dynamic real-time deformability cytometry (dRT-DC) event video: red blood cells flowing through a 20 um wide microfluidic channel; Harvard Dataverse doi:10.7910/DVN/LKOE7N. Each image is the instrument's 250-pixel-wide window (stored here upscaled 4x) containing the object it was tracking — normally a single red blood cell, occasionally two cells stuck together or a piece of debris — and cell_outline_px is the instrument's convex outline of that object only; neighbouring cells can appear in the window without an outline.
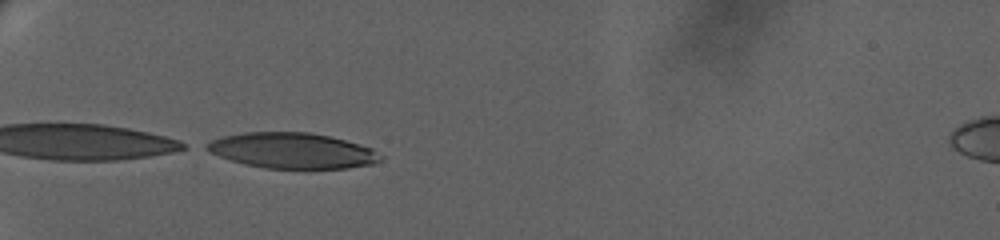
{"species": "human", "species_latin": "Homo sapiens", "temperature_condition": "warm", "stored_images_in_passage": 41, "camera_frame_rate_fps": 3000, "um_per_image_px": 0.085, "donor": {"sex": "female"}, "frame": {"image": 1, "passage_image": 1, "time_ms": 0.0, "image_size_px": [1000, 240], "cell_outline_px": [[384, 156], [380, 160], [372, 164], [348, 168], [264, 168], [244, 164], [220, 156], [204, 148], [204, 144], [212, 140], [224, 136], [244, 132], [308, 132], [328, 136], [344, 140], [372, 148]], "centroid_in_image_um": [24.85, 12.8], "position_along_channel_um": 60.2, "area_um2": 35.78}}
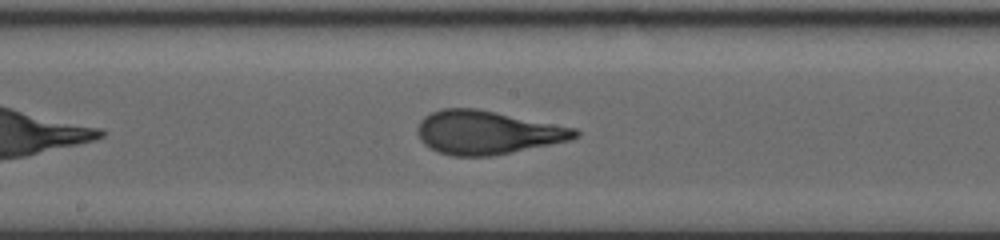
{"frame": {"image": 2, "passage_image": 24, "time_ms": 5.333, "image_size_px": [1000, 240], "cell_outline_px": [[580, 136], [572, 140], [492, 156], [452, 156], [436, 152], [424, 144], [420, 140], [416, 132], [416, 128], [420, 120], [424, 116], [440, 108], [476, 108], [576, 128], [580, 132]], "centroid_in_image_um": [41.39, 11.26], "position_along_channel_um": 206.8, "area_um2": 40.23}}
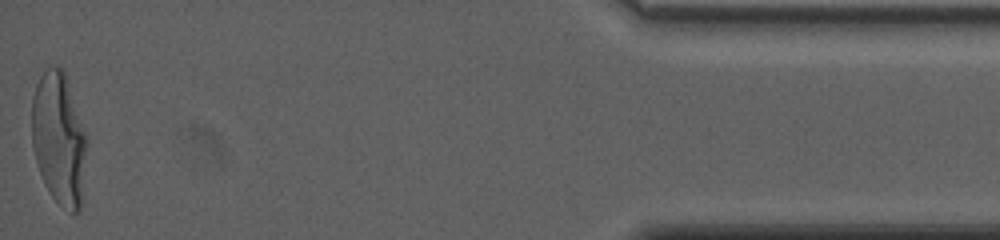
{"frame": {"image": 3, "passage_image": 41, "time_ms": 14.333, "image_size_px": [1000, 240], "cell_outline_px": [[88, 144], [80, 212], [72, 212], [60, 204], [52, 196], [44, 184], [36, 160], [32, 144], [32, 96], [36, 84], [44, 68], [52, 64], [56, 64], [64, 72], [88, 136]], "centroid_in_image_um": [5.03, 11.75], "position_along_channel_um": 430.2, "area_um2": 42.83}, "authors_computed_cell_mechanics": {"area_um2": 39.4774, "velocity_mm_per_s": 3.2064, "shape_relaxation_time_tau1_ms": 5.8751, "shape_relaxation_time_tau2_ms": null, "deformation_change_tau1": 0.2589, "deformation_change_tau2": null}}